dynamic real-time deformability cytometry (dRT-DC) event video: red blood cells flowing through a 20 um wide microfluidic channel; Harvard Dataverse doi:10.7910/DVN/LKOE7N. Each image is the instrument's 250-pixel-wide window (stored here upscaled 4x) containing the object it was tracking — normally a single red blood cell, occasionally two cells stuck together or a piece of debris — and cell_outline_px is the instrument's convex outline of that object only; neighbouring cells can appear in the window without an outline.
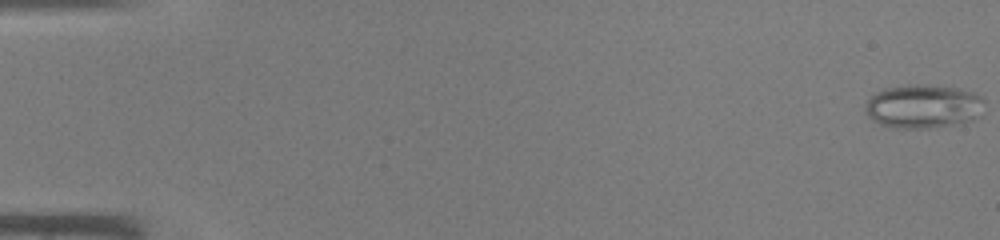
{"species": "common noctule bat (a hibernating species)", "species_latin": "Nyctalus noctula", "temperature_condition": "warm", "stored_images_in_passage": 12, "segment_of_instrument_passage": [1, 2], "camera_frame_rate_fps": 3000, "um_per_image_px": 0.085, "animal": {"sex": "male", "body_mass_g": 19.0, "forearm_length_mm": 50.8}, "frame": {"image": 1, "passage_image": 1, "time_ms": 0.0, "image_size_px": [1000, 240], "cell_outline_px": [[984, 100], [980, 116], [972, 120], [952, 124], [928, 128], [900, 128], [880, 124], [872, 120], [868, 116], [868, 100], [876, 92], [884, 88], [908, 84], [960, 88], [984, 96]], "centroid_in_image_um": [78.52, 9.03], "position_along_channel_um": 6.5, "area_um2": 30.06}}